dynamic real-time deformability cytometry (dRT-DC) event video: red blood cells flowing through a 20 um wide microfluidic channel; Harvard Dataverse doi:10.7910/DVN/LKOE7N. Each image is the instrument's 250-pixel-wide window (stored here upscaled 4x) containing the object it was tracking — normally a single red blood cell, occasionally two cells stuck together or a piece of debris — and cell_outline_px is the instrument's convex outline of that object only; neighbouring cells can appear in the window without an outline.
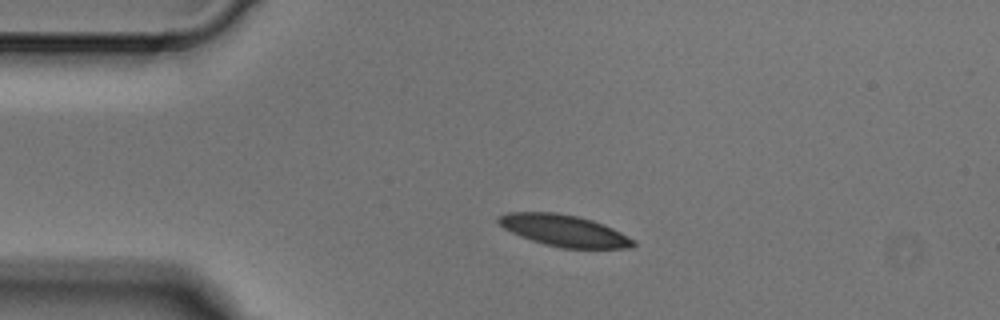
{"species": "Egyptian fruit bat (a non-hibernating species)", "species_latin": "Rousettus aegyptiacus", "temperature_condition": "cold", "stored_images_in_passage": 3, "camera_frame_rate_fps": 3000, "um_per_image_px": 0.085, "animal": {"sex": "male"}, "frame": {"image": 1, "passage_image": 1, "time_ms": 0.0, "image_size_px": [1000, 320], "cell_outline_px": [[636, 244], [632, 248], [564, 248], [544, 244], [520, 236], [504, 228], [496, 220], [500, 216], [508, 212], [556, 212], [580, 216], [604, 224], [636, 240]], "centroid_in_image_um": [47.98, 19.59], "position_along_channel_um": 37.0, "area_um2": 24.8}}
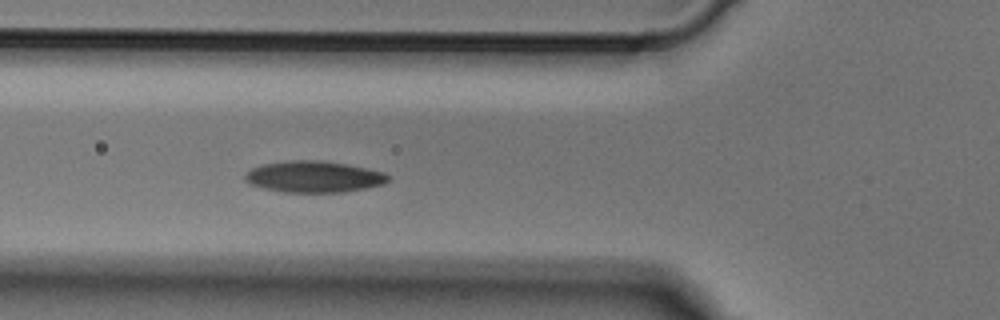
{"frame": {"image": 2, "passage_image": 3, "time_ms": 0.667, "image_size_px": [1000, 320], "cell_outline_px": [[392, 176], [384, 184], [344, 192], [284, 192], [264, 188], [248, 184], [244, 180], [244, 176], [252, 168], [264, 164], [288, 160], [324, 160], [348, 164], [368, 168], [384, 172]], "centroid_in_image_um": [26.7, 15.01], "position_along_channel_um": 99.1, "area_um2": 26.36}}